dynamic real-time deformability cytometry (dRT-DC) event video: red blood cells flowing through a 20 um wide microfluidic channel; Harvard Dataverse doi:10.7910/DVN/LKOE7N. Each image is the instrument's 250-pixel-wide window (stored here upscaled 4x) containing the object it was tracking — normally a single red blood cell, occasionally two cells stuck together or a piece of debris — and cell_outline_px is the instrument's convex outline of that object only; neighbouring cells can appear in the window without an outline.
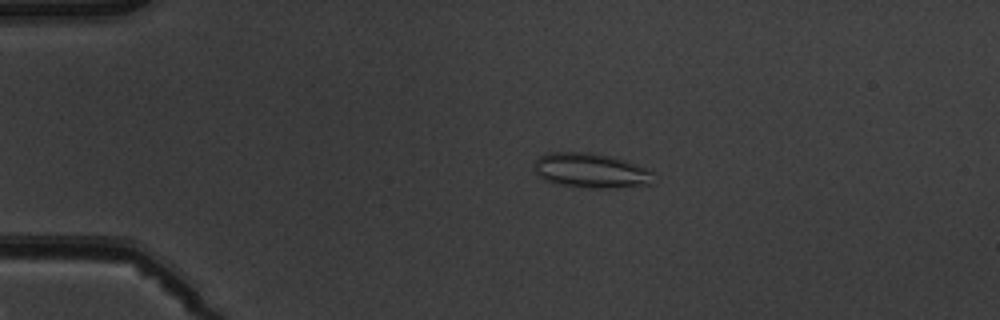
{"species": "common noctule bat (a hibernating species)", "species_latin": "Nyctalus noctula", "temperature_condition": "warm", "stored_images_in_passage": 6, "camera_frame_rate_fps": 3000, "um_per_image_px": 0.085, "animal": {"sex": "male", "body_mass_g": 19.5, "forearm_length_mm": 54.6}, "frame": {"image": 1, "passage_image": 4, "time_ms": 3.667, "image_size_px": [1000, 320], "cell_outline_px": [[652, 184], [616, 188], [572, 188], [552, 184], [536, 176], [532, 168], [536, 160], [540, 156], [548, 152], [592, 152], [612, 156], [648, 168], [652, 172]], "centroid_in_image_um": [50.15, 14.52], "position_along_channel_um": 34.8, "area_um2": 24.97}}
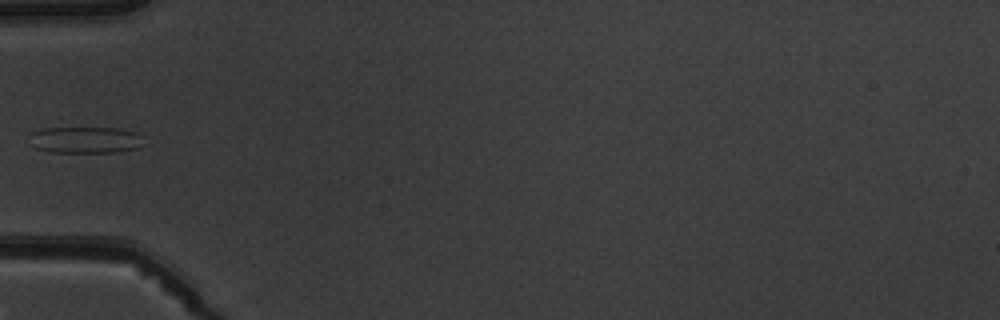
{"frame": {"image": 2, "passage_image": 6, "time_ms": 6.0, "image_size_px": [1000, 320], "cell_outline_px": [[136, 148], [116, 152], [48, 152], [36, 148], [28, 144], [28, 136], [32, 132], [44, 128], [116, 128], [136, 132]], "centroid_in_image_um": [7.04, 11.89], "position_along_channel_um": 78.0, "area_um2": 17.28}}